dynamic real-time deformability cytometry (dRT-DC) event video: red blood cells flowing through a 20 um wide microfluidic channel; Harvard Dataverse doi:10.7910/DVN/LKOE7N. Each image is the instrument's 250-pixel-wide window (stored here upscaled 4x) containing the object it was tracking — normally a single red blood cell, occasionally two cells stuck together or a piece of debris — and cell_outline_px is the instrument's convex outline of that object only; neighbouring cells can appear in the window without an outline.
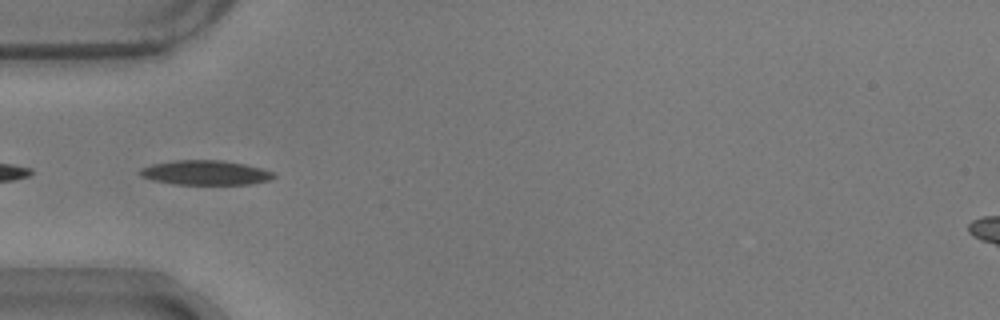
{"species": "common noctule bat (a hibernating species)", "species_latin": "Nyctalus noctula", "temperature_condition": "warm", "stored_images_in_passage": 27, "camera_frame_rate_fps": 3000, "um_per_image_px": 0.085, "animal": {"sex": "male", "body_mass_g": 17.9}, "frame": {"image": 1, "passage_image": 1, "time_ms": 0.0, "image_size_px": [1000, 320], "cell_outline_px": [[276, 176], [268, 180], [248, 184], [176, 184], [152, 180], [140, 176], [140, 168], [152, 164], [176, 160], [220, 160], [244, 164], [260, 168], [272, 172]], "centroid_in_image_um": [17.42, 14.67], "position_along_channel_um": 67.6, "area_um2": 18.9}, "authors_computed_cell_mechanics": {"area_um2": 17.7446, "velocity_mm_per_s": 3.7166, "shape_relaxation_time_tau1_ms": 9.293, "shape_relaxation_time_tau2_ms": 4.2566, "deformation_change_tau1": 0.2501, "deformation_change_tau2": 0.1216}}